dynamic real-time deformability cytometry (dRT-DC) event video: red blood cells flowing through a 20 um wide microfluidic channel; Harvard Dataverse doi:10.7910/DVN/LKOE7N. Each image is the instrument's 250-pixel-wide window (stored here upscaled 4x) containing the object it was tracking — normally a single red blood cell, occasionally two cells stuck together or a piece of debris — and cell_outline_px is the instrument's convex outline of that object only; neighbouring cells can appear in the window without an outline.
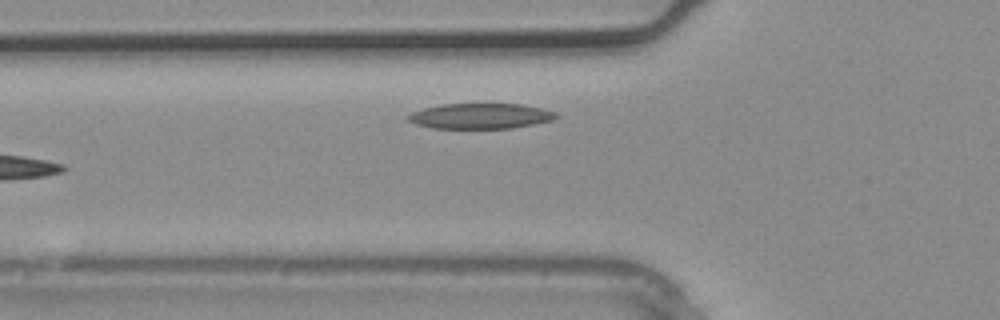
{"species": "common noctule bat (a hibernating species)", "species_latin": "Nyctalus noctula", "temperature_condition": "warm", "stored_images_in_passage": 3, "camera_frame_rate_fps": 3000, "um_per_image_px": 0.085, "animal": {"sex": "male", "body_mass_g": 20.4}, "frame": {"image": 1, "passage_image": 3, "time_ms": 0.667, "image_size_px": [1000, 320], "cell_outline_px": [[560, 116], [552, 120], [512, 128], [432, 128], [416, 124], [408, 120], [408, 116], [412, 112], [424, 108], [440, 104], [520, 104], [544, 108], [556, 112]], "centroid_in_image_um": [40.86, 9.86], "position_along_channel_um": 84.9, "area_um2": 21.85}}